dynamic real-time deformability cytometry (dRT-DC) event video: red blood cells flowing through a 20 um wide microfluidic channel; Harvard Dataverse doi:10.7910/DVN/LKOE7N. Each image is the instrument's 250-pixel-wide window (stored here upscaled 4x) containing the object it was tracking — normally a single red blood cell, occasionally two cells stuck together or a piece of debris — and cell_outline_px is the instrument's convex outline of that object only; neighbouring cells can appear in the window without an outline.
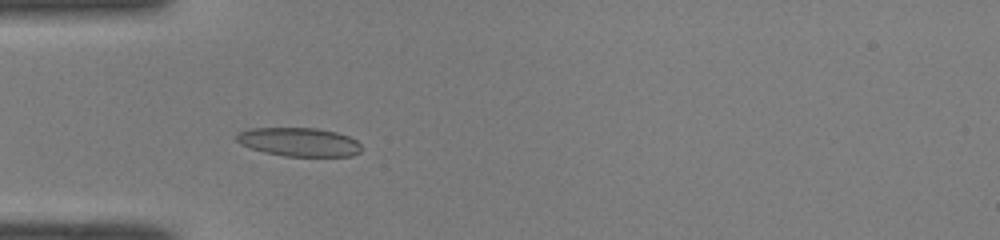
{"species": "common noctule bat (a hibernating species)", "species_latin": "Nyctalus noctula", "temperature_condition": "room temperature", "stored_images_in_passage": 35, "camera_frame_rate_fps": 3000, "um_per_image_px": 0.085, "animal": {"sex": "male", "body_mass_g": 19.0, "forearm_length_mm": 50.8}, "frame": {"image": 1, "passage_image": 1, "time_ms": 0.0, "image_size_px": [1000, 240], "cell_outline_px": [[360, 152], [352, 156], [284, 156], [264, 152], [240, 144], [236, 140], [236, 136], [240, 132], [248, 128], [316, 128], [336, 132], [348, 136], [356, 140], [360, 144]], "centroid_in_image_um": [25.42, 12.07], "position_along_channel_um": 59.6, "area_um2": 20.81}}
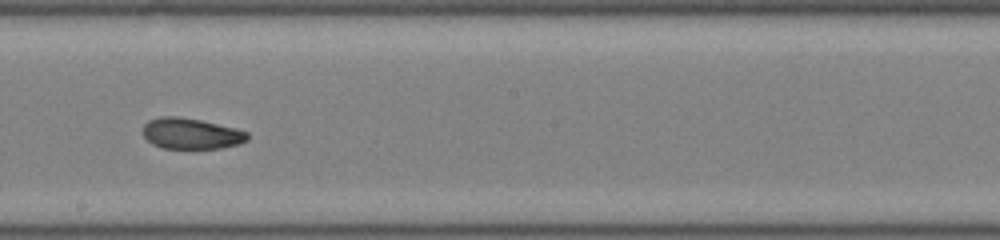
{"frame": {"image": 2, "passage_image": 14, "time_ms": 4.333, "image_size_px": [1000, 240], "cell_outline_px": [[248, 140], [240, 144], [220, 148], [160, 148], [152, 144], [144, 136], [144, 124], [148, 120], [160, 116], [176, 116], [200, 120], [236, 128], [248, 132]], "centroid_in_image_um": [16.25, 11.35], "position_along_channel_um": 231.9, "area_um2": 18.84}}
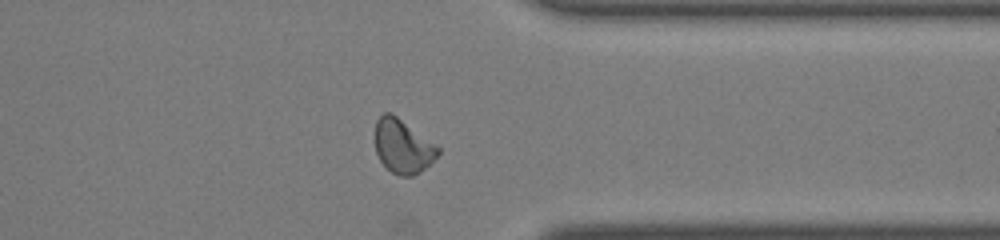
{"frame": {"image": 3, "passage_image": 25, "time_ms": 8.0, "image_size_px": [1000, 240], "cell_outline_px": [[440, 152], [420, 172], [412, 176], [400, 176], [392, 172], [380, 160], [376, 152], [376, 120], [384, 112], [392, 112], [436, 144], [440, 148]], "centroid_in_image_um": [34.24, 12.41], "position_along_channel_um": 377.2, "area_um2": 19.59}, "authors_computed_cell_mechanics": {"area_um2": 19.5942, "velocity_mm_per_s": 4.0635, "shape_relaxation_time_tau1_ms": null, "shape_relaxation_time_tau2_ms": 2.6438, "deformation_change_tau1": null, "deformation_change_tau2": 0.0629}}